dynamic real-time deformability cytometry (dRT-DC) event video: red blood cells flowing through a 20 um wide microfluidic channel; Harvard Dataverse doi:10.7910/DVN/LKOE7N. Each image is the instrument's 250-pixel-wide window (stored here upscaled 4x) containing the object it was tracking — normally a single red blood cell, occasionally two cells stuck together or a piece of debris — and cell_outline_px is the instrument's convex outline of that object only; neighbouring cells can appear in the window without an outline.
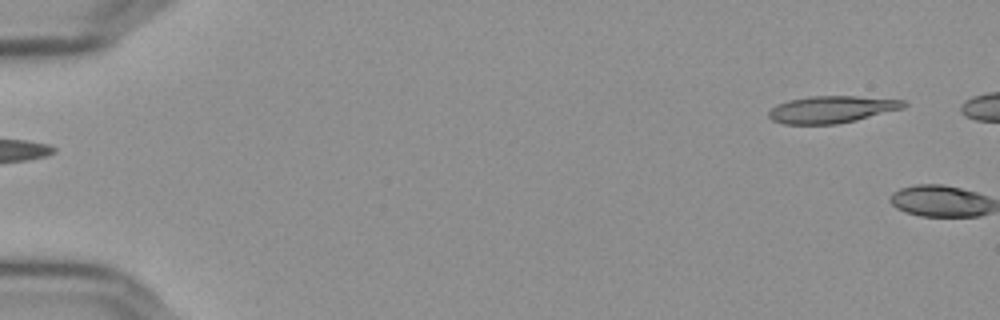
{"species": "Egyptian fruit bat (a non-hibernating species)", "species_latin": "Rousettus aegyptiacus", "temperature_condition": "cold", "stored_images_in_passage": 3, "camera_frame_rate_fps": 3000, "um_per_image_px": 0.085, "frame": {"image": 1, "passage_image": 1, "time_ms": 0.0, "image_size_px": [1000, 320], "cell_outline_px": [[908, 104], [904, 108], [856, 120], [836, 124], [784, 124], [772, 120], [768, 116], [768, 112], [776, 104], [788, 100], [808, 96], [856, 96], [904, 100]], "centroid_in_image_um": [70.68, 9.29], "position_along_channel_um": 14.3, "area_um2": 21.33}}